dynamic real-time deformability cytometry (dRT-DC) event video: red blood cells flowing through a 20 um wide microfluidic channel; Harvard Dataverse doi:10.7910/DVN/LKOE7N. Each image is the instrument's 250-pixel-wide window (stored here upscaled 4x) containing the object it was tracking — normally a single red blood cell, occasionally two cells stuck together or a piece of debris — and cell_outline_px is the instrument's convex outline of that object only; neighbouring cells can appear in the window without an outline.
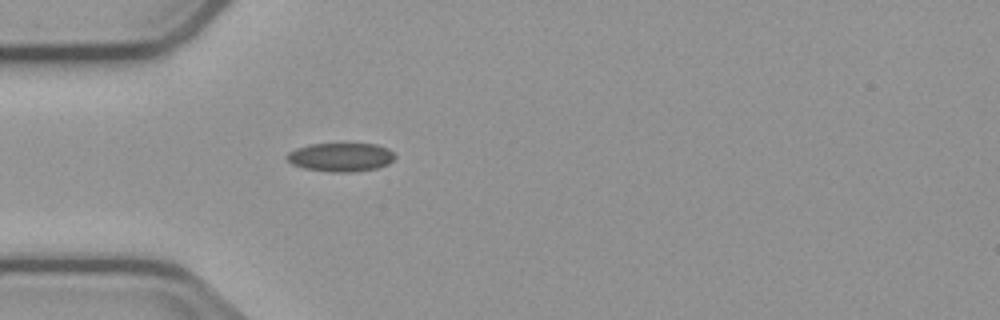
{"species": "common noctule bat (a hibernating species)", "species_latin": "Nyctalus noctula", "temperature_condition": "cold", "stored_images_in_passage": 4, "camera_frame_rate_fps": 3000, "um_per_image_px": 0.085, "animal": {"sex": "male", "body_mass_g": 23.1, "forearm_length_mm": 52.7}, "frame": {"image": 1, "passage_image": 4, "time_ms": 5.0, "image_size_px": [1000, 320], "cell_outline_px": [[396, 156], [388, 164], [376, 168], [352, 172], [332, 172], [304, 168], [292, 164], [284, 156], [288, 152], [296, 148], [308, 144], [376, 144], [388, 148]], "centroid_in_image_um": [28.94, 13.35], "position_along_channel_um": 56.1, "area_um2": 18.03}}